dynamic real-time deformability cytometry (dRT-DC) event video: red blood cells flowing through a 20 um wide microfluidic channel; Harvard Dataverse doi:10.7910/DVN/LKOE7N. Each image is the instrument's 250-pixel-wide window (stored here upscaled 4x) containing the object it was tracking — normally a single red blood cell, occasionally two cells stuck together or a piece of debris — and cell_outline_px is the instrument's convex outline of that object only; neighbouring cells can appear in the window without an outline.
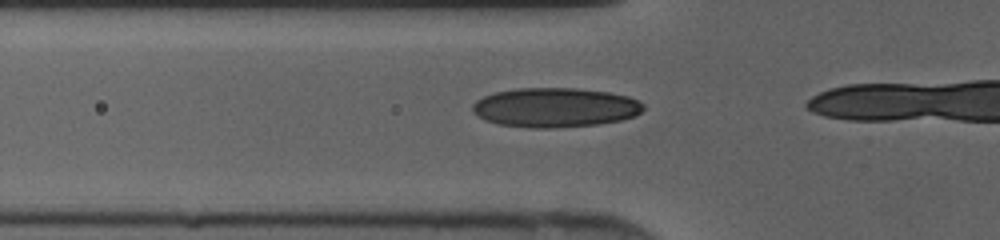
{"species": "human", "species_latin": "Homo sapiens", "temperature_condition": "cold", "stored_images_in_passage": 16, "camera_frame_rate_fps": 3000, "um_per_image_px": 0.085, "donor": {"sex": "female"}, "frame": {"image": 1, "passage_image": 12, "time_ms": 3.667, "image_size_px": [1000, 240], "cell_outline_px": [[644, 108], [636, 116], [620, 120], [600, 124], [552, 128], [532, 128], [496, 124], [484, 120], [472, 108], [472, 104], [476, 100], [484, 96], [496, 92], [516, 88], [576, 88], [608, 92], [628, 96], [644, 104]], "centroid_in_image_um": [47.19, 9.14], "position_along_channel_um": 78.6, "area_um2": 39.3}}
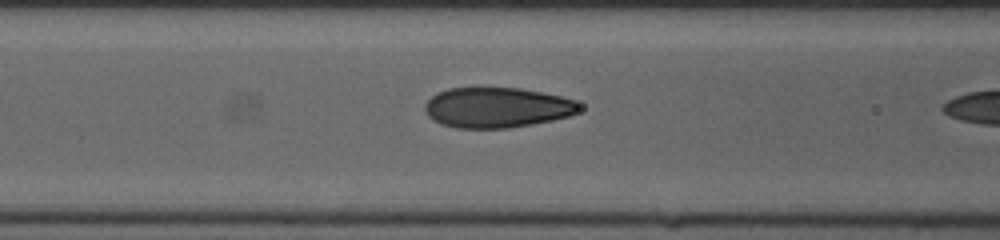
{"frame": {"image": 2, "passage_image": 15, "time_ms": 4.667, "image_size_px": [1000, 240], "cell_outline_px": [[580, 108], [576, 112], [568, 116], [552, 120], [532, 124], [508, 128], [456, 128], [440, 124], [432, 120], [424, 112], [424, 104], [436, 92], [448, 88], [520, 88], [560, 96], [572, 100], [580, 104]], "centroid_in_image_um": [42.17, 9.14], "position_along_channel_um": 124.4, "area_um2": 36.24}}